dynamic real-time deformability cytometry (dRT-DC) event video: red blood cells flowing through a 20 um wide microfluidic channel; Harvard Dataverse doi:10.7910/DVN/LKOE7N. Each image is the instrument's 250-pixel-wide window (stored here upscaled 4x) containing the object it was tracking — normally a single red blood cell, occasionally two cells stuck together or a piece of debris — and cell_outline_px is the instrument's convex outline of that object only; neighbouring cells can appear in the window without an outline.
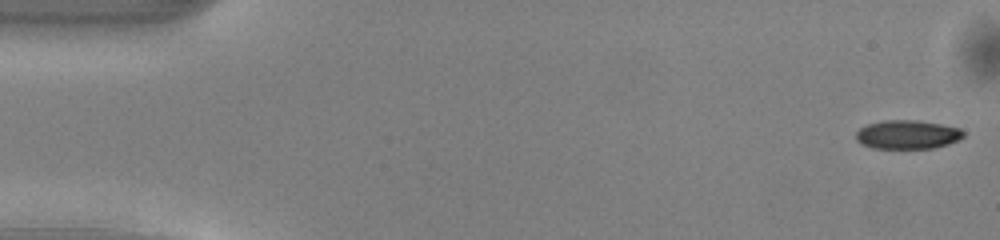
{"species": "common noctule bat (a hibernating species)", "species_latin": "Nyctalus noctula", "temperature_condition": "warm", "stored_images_in_passage": 49, "camera_frame_rate_fps": 3000, "um_per_image_px": 0.085, "animal": {"sex": "male", "body_mass_g": 13.0, "forearm_length_mm": 53.1}, "frame": {"image": 1, "passage_image": 1, "time_ms": 0.0, "image_size_px": [1000, 240], "cell_outline_px": [[964, 136], [948, 144], [932, 148], [872, 148], [860, 144], [856, 140], [856, 132], [860, 128], [868, 124], [884, 120], [916, 120], [940, 124], [960, 128], [964, 132]], "centroid_in_image_um": [77.1, 11.44], "position_along_channel_um": 7.9, "area_um2": 17.98}}
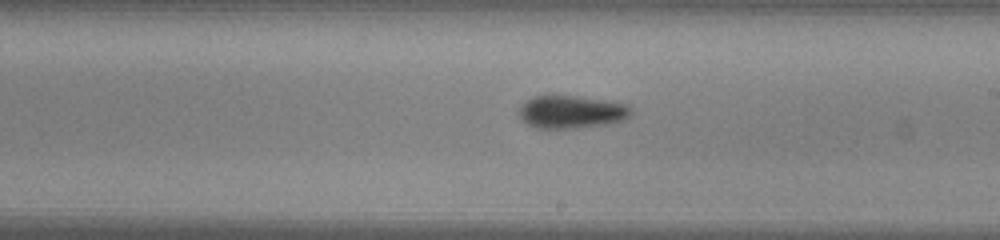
{"frame": {"image": 2, "passage_image": 28, "time_ms": 9.0, "image_size_px": [1000, 240], "cell_outline_px": [[632, 112], [628, 116], [620, 120], [604, 124], [576, 128], [536, 128], [528, 124], [520, 116], [520, 108], [528, 100], [536, 96], [576, 96], [616, 100], [628, 104], [632, 108]], "centroid_in_image_um": [48.64, 9.49], "position_along_channel_um": 240.4, "area_um2": 21.27}}
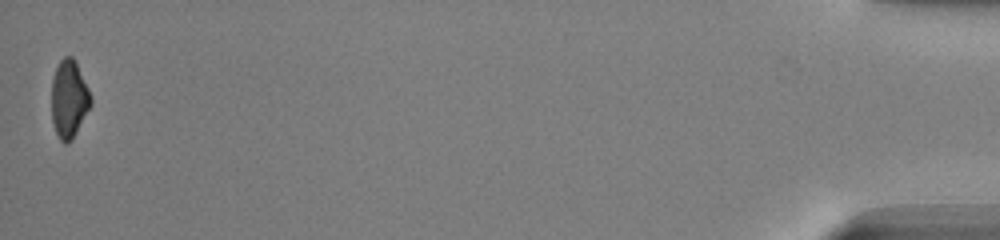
{"frame": {"image": 3, "passage_image": 49, "time_ms": 16.0, "image_size_px": [1000, 240], "cell_outline_px": [[92, 104], [72, 140], [68, 144], [64, 144], [60, 140], [56, 132], [52, 120], [52, 76], [60, 60], [64, 56], [72, 56], [76, 60], [92, 96]], "centroid_in_image_um": [5.88, 8.4], "position_along_channel_um": 429.3, "area_um2": 18.03}, "authors_computed_cell_mechanics": {"area_um2": 19.363, "velocity_mm_per_s": 4.1471, "shape_relaxation_time_tau1_ms": 2.5461, "shape_relaxation_time_tau2_ms": 5.4862, "deformation_change_tau1": 0.1146, "deformation_change_tau2": 0.0856}}